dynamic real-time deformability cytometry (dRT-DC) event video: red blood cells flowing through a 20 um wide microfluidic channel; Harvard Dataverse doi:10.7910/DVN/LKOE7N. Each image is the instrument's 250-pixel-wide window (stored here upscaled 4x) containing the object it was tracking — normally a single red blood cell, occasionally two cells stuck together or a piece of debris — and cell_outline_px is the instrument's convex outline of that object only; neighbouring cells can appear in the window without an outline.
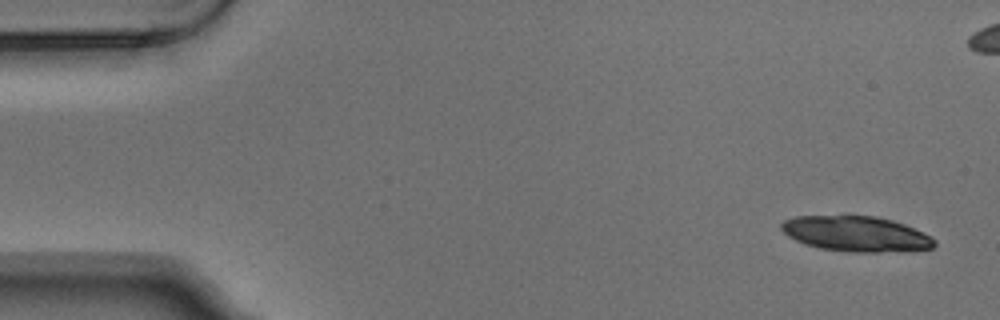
{"species": "Egyptian fruit bat (a non-hibernating species)", "species_latin": "Rousettus aegyptiacus", "temperature_condition": "warm", "stored_images_in_passage": 10, "camera_frame_rate_fps": 3000, "um_per_image_px": 0.085, "animal": {"sex": "male"}, "frame": {"image": 1, "passage_image": 1, "time_ms": 0.0, "image_size_px": [1000, 320], "cell_outline_px": [[936, 244], [932, 248], [880, 252], [848, 252], [820, 248], [804, 244], [788, 236], [780, 228], [780, 224], [784, 220], [796, 216], [872, 216], [892, 220], [904, 224], [924, 232], [932, 236], [936, 240]], "centroid_in_image_um": [72.76, 19.88], "position_along_channel_um": 12.2, "area_um2": 31.44}}
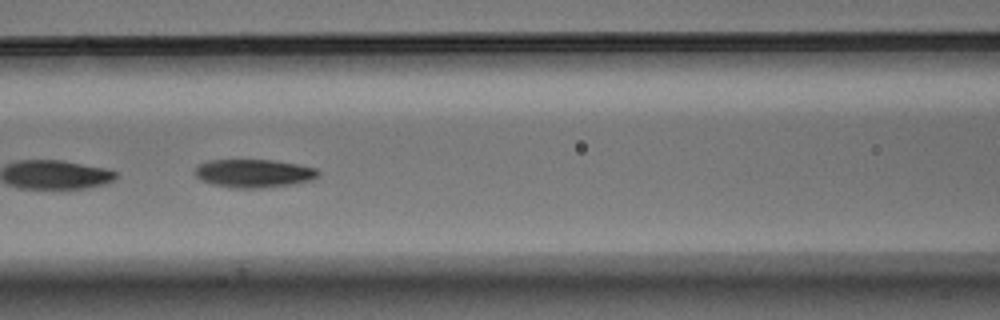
{"frame": {"image": 2, "passage_image": 7, "time_ms": 2.0, "image_size_px": [1000, 320], "cell_outline_px": [[320, 176], [312, 180], [296, 184], [264, 188], [228, 188], [212, 184], [200, 180], [192, 172], [200, 164], [208, 160], [272, 160], [296, 164], [316, 168], [320, 172]], "centroid_in_image_um": [21.58, 14.75], "position_along_channel_um": 145.0, "area_um2": 20.63}}
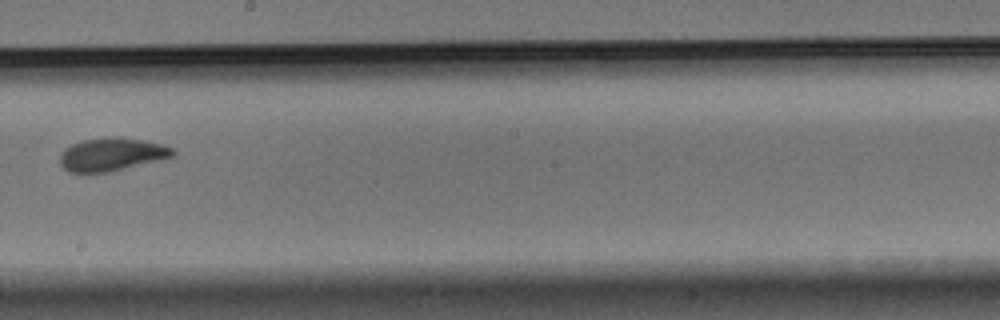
{"frame": {"image": 3, "passage_image": 10, "time_ms": 3.0, "image_size_px": [1000, 320], "cell_outline_px": [[176, 156], [164, 160], [108, 172], [68, 172], [60, 164], [60, 152], [64, 148], [72, 144], [84, 140], [140, 140], [160, 144], [172, 148], [176, 152]], "centroid_in_image_um": [9.51, 13.18], "position_along_channel_um": 238.7, "area_um2": 21.04}}